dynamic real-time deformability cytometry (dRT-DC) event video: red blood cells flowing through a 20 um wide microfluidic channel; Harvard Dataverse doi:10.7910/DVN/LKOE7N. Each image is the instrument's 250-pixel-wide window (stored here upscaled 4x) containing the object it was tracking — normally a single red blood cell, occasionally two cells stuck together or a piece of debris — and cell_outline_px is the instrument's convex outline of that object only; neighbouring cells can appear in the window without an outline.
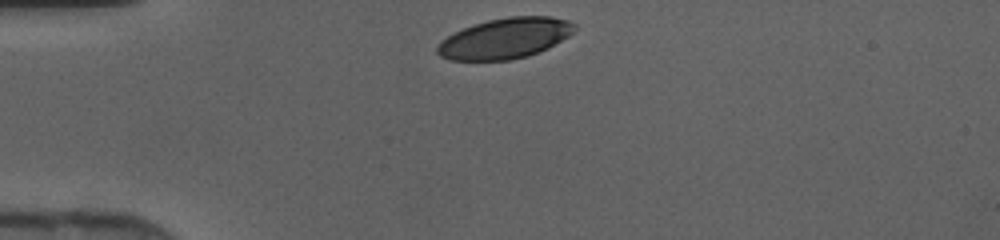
{"species": "human", "species_latin": "Homo sapiens", "temperature_condition": "cold", "stored_images_in_passage": 27, "camera_frame_rate_fps": 3000, "um_per_image_px": 0.085, "donor": {"sex": "female"}, "frame": {"image": 1, "passage_image": 1, "time_ms": 0.0, "image_size_px": [1000, 240], "cell_outline_px": [[576, 28], [568, 36], [548, 48], [528, 56], [508, 60], [448, 60], [440, 56], [436, 52], [436, 48], [448, 36], [464, 28], [488, 20], [508, 16], [552, 16], [568, 20], [576, 24]], "centroid_in_image_um": [42.96, 3.25], "position_along_channel_um": 42.0, "area_um2": 32.19}}
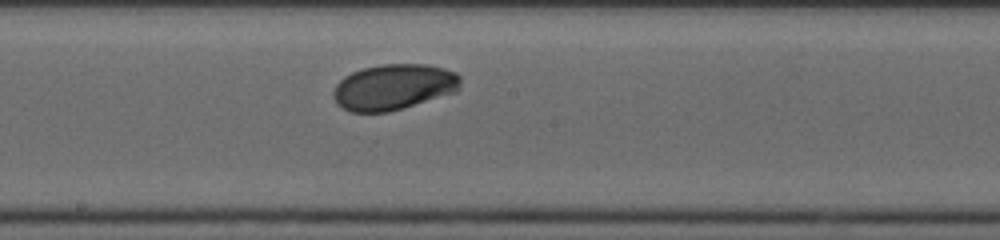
{"frame": {"image": 2, "passage_image": 15, "time_ms": 4.667, "image_size_px": [1000, 240], "cell_outline_px": [[460, 88], [456, 92], [388, 112], [348, 112], [336, 104], [332, 96], [332, 92], [336, 84], [344, 76], [352, 72], [364, 68], [384, 64], [428, 64], [444, 68], [456, 72], [460, 76]], "centroid_in_image_um": [33.44, 7.39], "position_along_channel_um": 214.8, "area_um2": 34.1}}
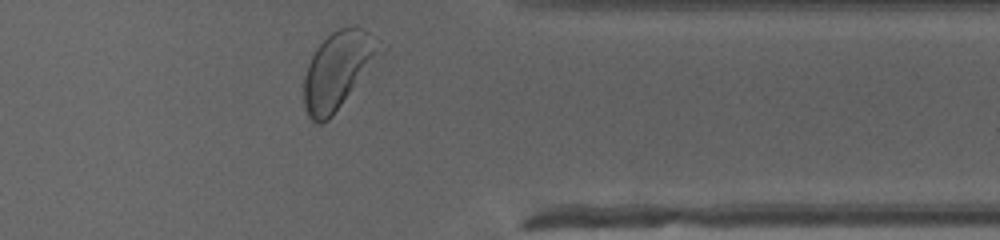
{"frame": {"image": 3, "passage_image": 27, "time_ms": 8.667, "image_size_px": [1000, 240], "cell_outline_px": [[388, 48], [332, 116], [328, 120], [320, 124], [316, 124], [308, 116], [304, 108], [304, 76], [308, 64], [316, 48], [332, 32], [340, 28], [364, 28], [388, 44]], "centroid_in_image_um": [28.8, 5.94], "position_along_channel_um": 382.6, "area_um2": 34.68}}